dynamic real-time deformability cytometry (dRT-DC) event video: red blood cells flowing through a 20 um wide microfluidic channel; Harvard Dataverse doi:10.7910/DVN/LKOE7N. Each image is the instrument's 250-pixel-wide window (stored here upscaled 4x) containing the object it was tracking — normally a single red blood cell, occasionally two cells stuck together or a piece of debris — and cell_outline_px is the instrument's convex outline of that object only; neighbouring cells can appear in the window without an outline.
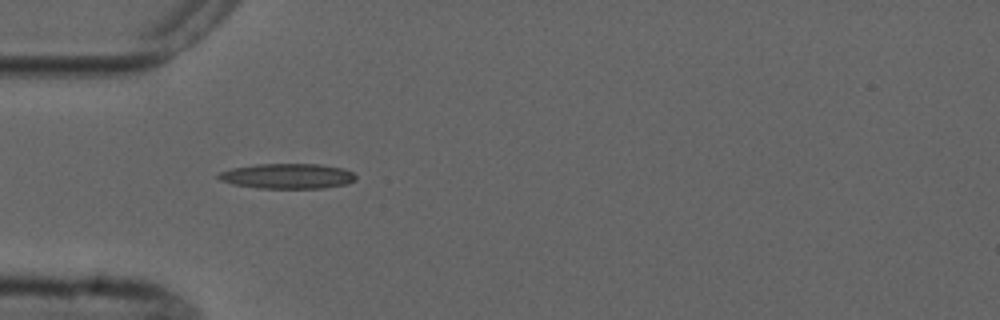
{"species": "common noctule bat (a hibernating species)", "species_latin": "Nyctalus noctula", "temperature_condition": "cold", "stored_images_in_passage": 2, "camera_frame_rate_fps": 3000, "um_per_image_px": 0.085, "animal": {"sex": "male", "forearm_length_mm": 52.5}, "frame": {"image": 1, "passage_image": 1, "time_ms": 0.0, "image_size_px": [1000, 320], "cell_outline_px": [[356, 180], [348, 184], [324, 188], [260, 188], [232, 184], [220, 180], [216, 176], [220, 172], [232, 168], [256, 164], [320, 164], [344, 168], [352, 172], [356, 176]], "centroid_in_image_um": [24.46, 14.97], "position_along_channel_um": 60.5, "area_um2": 20.23}}
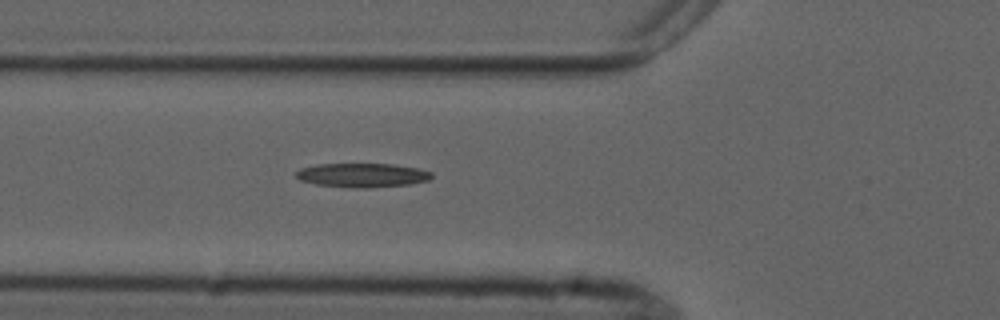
{"frame": {"image": 2, "passage_image": 2, "time_ms": 1.0, "image_size_px": [1000, 320], "cell_outline_px": [[432, 176], [428, 180], [408, 184], [368, 188], [348, 188], [316, 184], [300, 180], [296, 176], [296, 172], [300, 168], [316, 164], [392, 164], [416, 168], [432, 172]], "centroid_in_image_um": [30.76, 14.89], "position_along_channel_um": 95.0, "area_um2": 18.96}}